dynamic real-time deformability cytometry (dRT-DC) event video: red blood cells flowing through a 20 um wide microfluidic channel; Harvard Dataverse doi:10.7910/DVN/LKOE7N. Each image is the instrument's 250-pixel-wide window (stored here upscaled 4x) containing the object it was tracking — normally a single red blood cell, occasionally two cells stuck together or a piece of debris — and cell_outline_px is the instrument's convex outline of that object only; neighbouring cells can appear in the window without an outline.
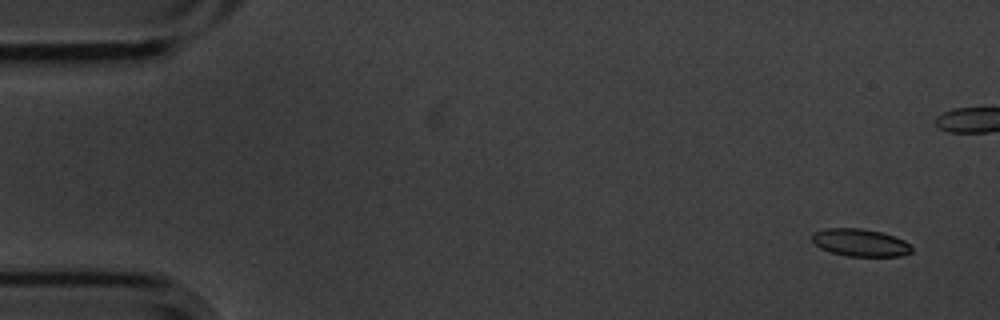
{"species": "common noctule bat (a hibernating species)", "species_latin": "Nyctalus noctula", "temperature_condition": "cold", "stored_images_in_passage": 7, "camera_frame_rate_fps": 3000, "um_per_image_px": 0.085, "animal": {"sex": "male", "body_mass_g": 20.1, "forearm_length_mm": 53.5}, "frame": {"image": 1, "passage_image": 1, "time_ms": 0.0, "image_size_px": [1000, 320], "cell_outline_px": [[912, 252], [900, 256], [848, 256], [832, 252], [820, 248], [812, 240], [812, 232], [828, 228], [860, 228], [880, 232], [904, 240], [912, 244]], "centroid_in_image_um": [73.13, 20.62], "position_along_channel_um": 11.9, "area_um2": 15.9}}
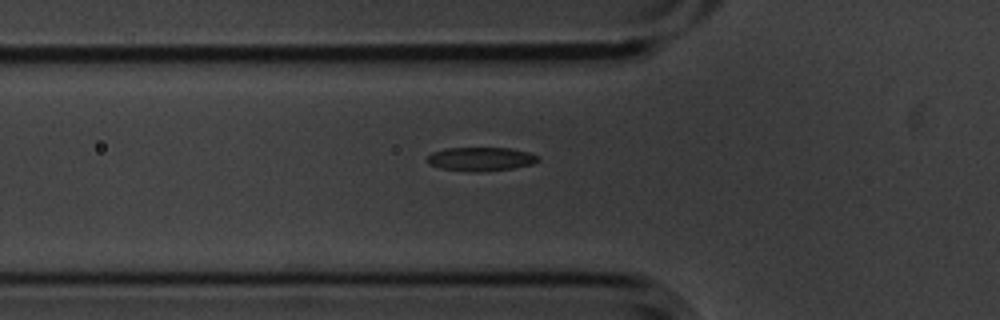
{"frame": {"image": 2, "passage_image": 7, "time_ms": 2.0, "image_size_px": [1000, 320], "cell_outline_px": [[540, 160], [532, 164], [512, 168], [476, 172], [472, 172], [440, 168], [428, 164], [428, 156], [432, 152], [448, 148], [508, 148], [528, 152], [540, 156]], "centroid_in_image_um": [40.87, 13.52], "position_along_channel_um": 84.9, "area_um2": 15.26}}